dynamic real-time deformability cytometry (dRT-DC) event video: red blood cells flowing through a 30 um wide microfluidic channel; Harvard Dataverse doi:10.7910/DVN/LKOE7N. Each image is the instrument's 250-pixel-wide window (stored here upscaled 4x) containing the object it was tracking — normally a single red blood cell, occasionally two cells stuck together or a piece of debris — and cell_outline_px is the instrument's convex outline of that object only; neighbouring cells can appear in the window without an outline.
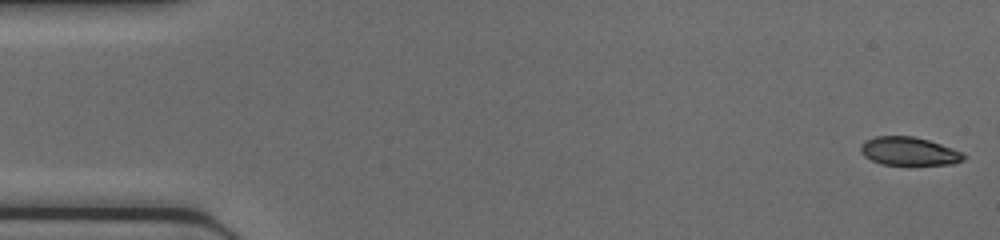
{"species": "common noctule bat (a hibernating species)", "species_latin": "Nyctalus noctula", "temperature_condition": "cold", "stored_images_in_passage": 45, "camera_frame_rate_fps": 3000, "um_per_image_px": 0.085, "animal": {"sex": "female", "body_mass_g": 17.0, "forearm_length_mm": 48.0}, "frame": {"image": 1, "passage_image": 1, "time_ms": 0.0, "image_size_px": [1000, 240], "cell_outline_px": [[968, 156], [964, 160], [952, 164], [880, 164], [864, 156], [860, 152], [860, 144], [864, 140], [876, 136], [912, 136], [928, 140], [964, 152]], "centroid_in_image_um": [77.26, 12.85], "position_along_channel_um": 7.7, "area_um2": 17.05}}
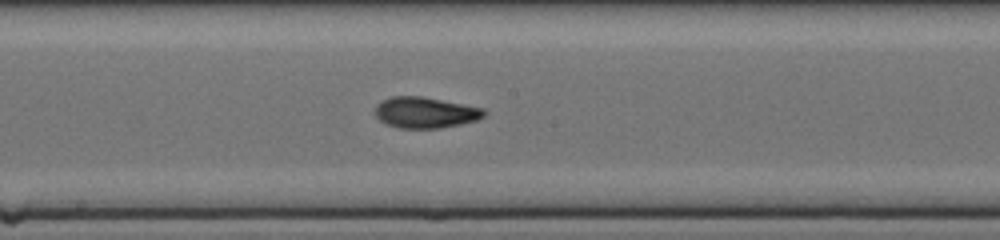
{"frame": {"image": 2, "passage_image": 24, "time_ms": 7.667, "image_size_px": [1000, 240], "cell_outline_px": [[488, 112], [484, 116], [476, 120], [460, 124], [440, 128], [400, 128], [388, 124], [380, 120], [376, 116], [376, 104], [392, 96], [420, 96], [484, 108]], "centroid_in_image_um": [36.17, 9.56], "position_along_channel_um": 212.0, "area_um2": 19.48}}
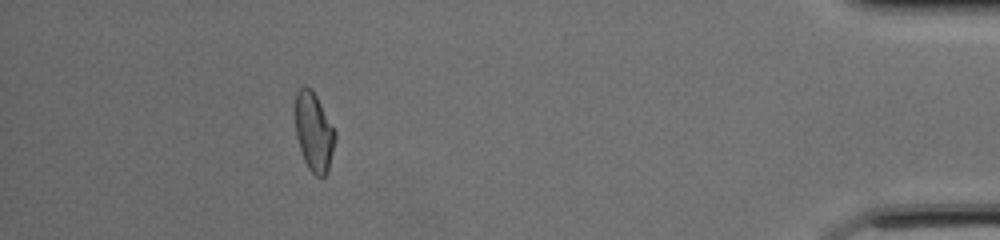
{"frame": {"image": 3, "passage_image": 41, "time_ms": 13.333, "image_size_px": [1000, 240], "cell_outline_px": [[336, 140], [328, 172], [324, 176], [316, 176], [308, 168], [304, 160], [296, 136], [296, 92], [304, 84], [312, 88], [336, 132]], "centroid_in_image_um": [26.7, 11.21], "position_along_channel_um": 408.5, "area_um2": 18.32}}